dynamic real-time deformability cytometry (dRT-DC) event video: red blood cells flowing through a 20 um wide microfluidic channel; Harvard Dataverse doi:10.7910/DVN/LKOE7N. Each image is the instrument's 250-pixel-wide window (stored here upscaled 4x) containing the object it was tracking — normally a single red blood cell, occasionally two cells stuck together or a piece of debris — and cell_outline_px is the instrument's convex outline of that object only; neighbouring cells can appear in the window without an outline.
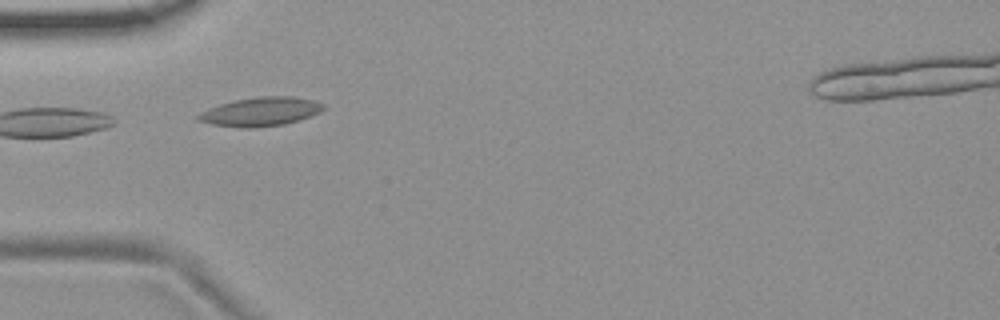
{"species": "common noctule bat (a hibernating species)", "species_latin": "Nyctalus noctula", "temperature_condition": "room temperature", "stored_images_in_passage": 2, "camera_frame_rate_fps": 3000, "um_per_image_px": 0.085, "animal": {"sex": "female", "body_mass_g": 19.9}, "frame": {"image": 1, "passage_image": 1, "time_ms": 0.0, "image_size_px": [1000, 320], "cell_outline_px": [[324, 108], [320, 112], [284, 124], [252, 128], [240, 128], [212, 124], [196, 120], [196, 116], [200, 112], [208, 108], [220, 104], [236, 100], [260, 96], [292, 96], [312, 100], [324, 104]], "centroid_in_image_um": [22.1, 9.49], "position_along_channel_um": 62.9, "area_um2": 20.87}}